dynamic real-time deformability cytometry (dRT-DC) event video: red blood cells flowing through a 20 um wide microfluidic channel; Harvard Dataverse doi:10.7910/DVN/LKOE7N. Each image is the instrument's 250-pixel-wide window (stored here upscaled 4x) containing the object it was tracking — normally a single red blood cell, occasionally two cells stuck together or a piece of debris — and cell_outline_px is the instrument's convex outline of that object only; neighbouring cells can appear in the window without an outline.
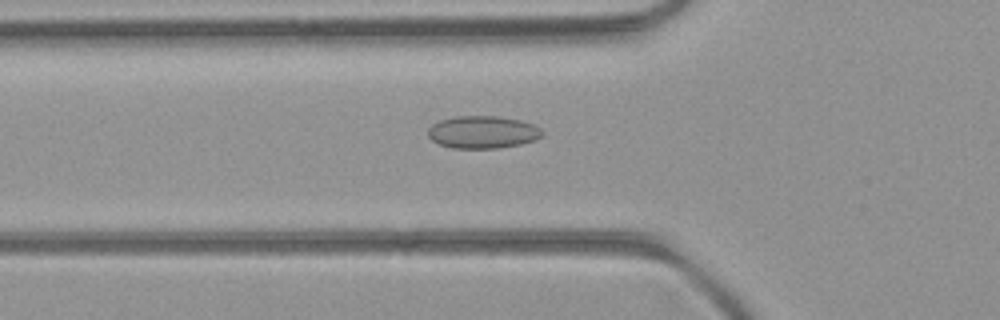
{"species": "common noctule bat (a hibernating species)", "species_latin": "Nyctalus noctula", "temperature_condition": "room temperature", "stored_images_in_passage": 34, "camera_frame_rate_fps": 3000, "um_per_image_px": 0.085, "animal": {"sex": "female", "body_mass_g": 21.9}, "frame": {"image": 1, "passage_image": 8, "time_ms": 2.333, "image_size_px": [1000, 320], "cell_outline_px": [[544, 132], [536, 140], [520, 144], [500, 148], [452, 148], [440, 144], [432, 140], [428, 136], [428, 128], [432, 124], [440, 120], [456, 116], [500, 116], [520, 120], [532, 124], [540, 128]], "centroid_in_image_um": [41.03, 11.23], "position_along_channel_um": 84.8, "area_um2": 21.68}}
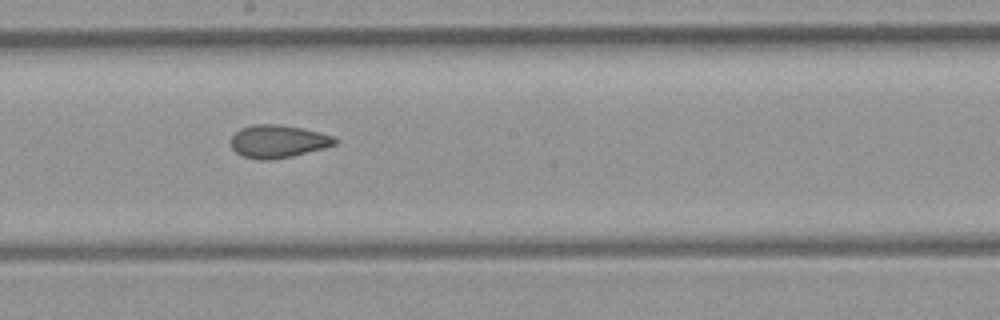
{"frame": {"image": 2, "passage_image": 18, "time_ms": 5.667, "image_size_px": [1000, 320], "cell_outline_px": [[336, 144], [324, 148], [292, 156], [268, 160], [256, 160], [244, 156], [236, 152], [232, 148], [232, 136], [240, 128], [252, 124], [280, 124], [300, 128], [332, 136], [336, 140]], "centroid_in_image_um": [23.59, 12.02], "position_along_channel_um": 224.6, "area_um2": 19.65}}
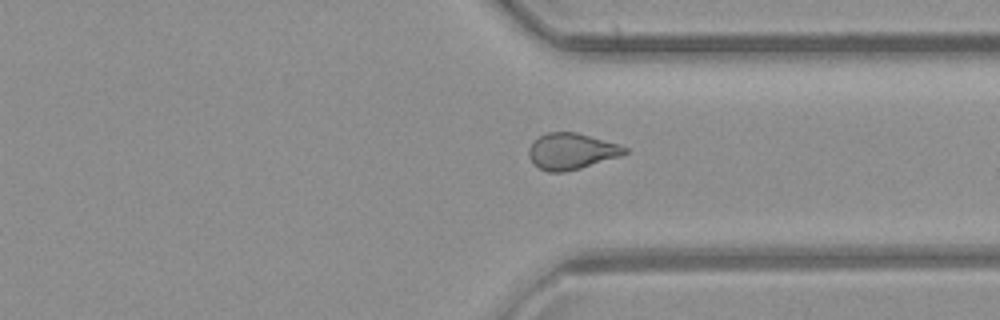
{"frame": {"image": 3, "passage_image": 28, "time_ms": 9.0, "image_size_px": [1000, 320], "cell_outline_px": [[628, 152], [620, 156], [580, 168], [564, 172], [548, 172], [540, 168], [528, 156], [528, 148], [540, 136], [548, 132], [576, 132], [616, 144], [628, 148]], "centroid_in_image_um": [48.56, 12.86], "position_along_channel_um": 362.8, "area_um2": 19.83}}